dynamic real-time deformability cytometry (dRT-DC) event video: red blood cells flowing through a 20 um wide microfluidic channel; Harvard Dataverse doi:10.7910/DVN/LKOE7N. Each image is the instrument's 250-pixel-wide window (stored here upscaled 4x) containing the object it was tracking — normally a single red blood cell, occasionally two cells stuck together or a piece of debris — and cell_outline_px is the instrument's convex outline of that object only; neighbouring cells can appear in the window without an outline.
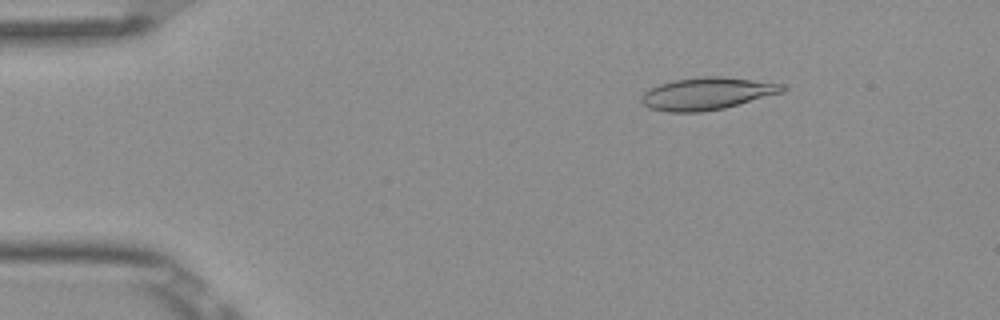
{"species": "Egyptian fruit bat (a non-hibernating species)", "species_latin": "Rousettus aegyptiacus", "temperature_condition": "room temperature", "stored_images_in_passage": 52, "camera_frame_rate_fps": 3000, "um_per_image_px": 0.085, "frame": {"image": 1, "passage_image": 8, "time_ms": 2.333, "image_size_px": [1000, 320], "cell_outline_px": [[788, 88], [784, 92], [724, 108], [700, 112], [668, 112], [648, 108], [640, 100], [640, 96], [644, 92], [660, 84], [672, 80], [704, 76], [720, 76], [788, 84]], "centroid_in_image_um": [60.13, 7.95], "position_along_channel_um": 24.9, "area_um2": 26.7}}
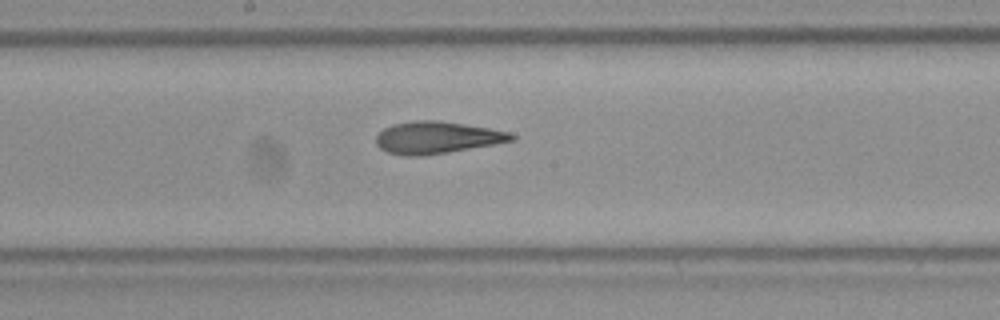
{"frame": {"image": 2, "passage_image": 28, "time_ms": 9.0, "image_size_px": [1000, 320], "cell_outline_px": [[516, 140], [448, 152], [424, 156], [404, 156], [388, 152], [380, 148], [376, 144], [376, 136], [384, 128], [392, 124], [412, 120], [436, 120], [464, 124], [512, 132], [516, 136]], "centroid_in_image_um": [37.13, 11.69], "position_along_channel_um": 211.1, "area_um2": 25.37}}
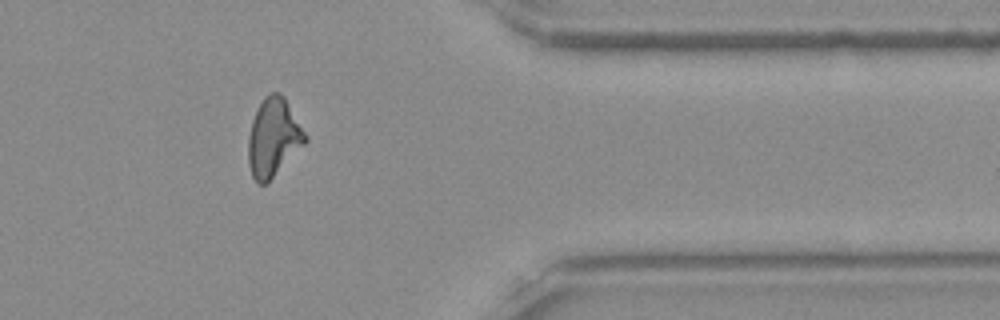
{"frame": {"image": 3, "passage_image": 43, "time_ms": 14.0, "image_size_px": [1000, 320], "cell_outline_px": [[308, 140], [268, 184], [260, 184], [252, 176], [248, 164], [248, 136], [252, 120], [264, 96], [268, 92], [280, 92], [284, 96], [308, 136]], "centroid_in_image_um": [23.25, 11.7], "position_along_channel_um": 388.2, "area_um2": 26.18}, "authors_computed_cell_mechanics": {"area_um2": 25.4031, "velocity_mm_per_s": 3.8816, "shape_relaxation_time_tau1_ms": 9.2229, "shape_relaxation_time_tau2_ms": 1.9996, "deformation_change_tau1": 0.2384, "deformation_change_tau2": 0.1025}}